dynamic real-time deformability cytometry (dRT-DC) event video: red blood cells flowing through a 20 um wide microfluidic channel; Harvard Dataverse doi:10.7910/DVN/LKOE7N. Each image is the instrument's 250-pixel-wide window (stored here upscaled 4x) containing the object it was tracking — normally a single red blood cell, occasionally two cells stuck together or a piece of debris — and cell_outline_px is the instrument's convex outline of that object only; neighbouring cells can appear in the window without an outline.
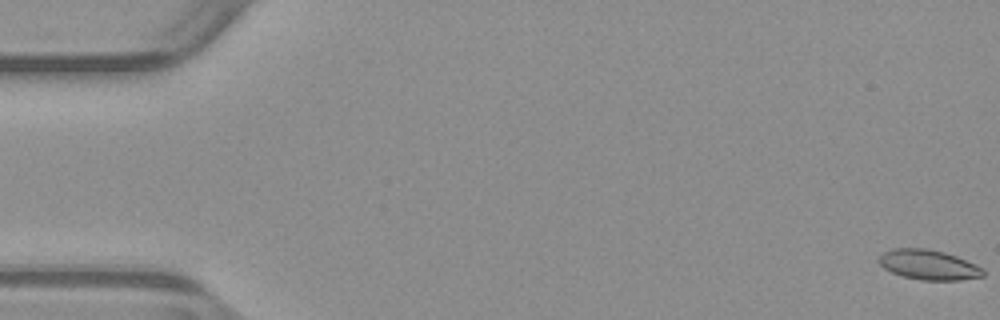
{"species": "common noctule bat (a hibernating species)", "species_latin": "Nyctalus noctula", "temperature_condition": "warm", "stored_images_in_passage": 54, "camera_frame_rate_fps": 3000, "um_per_image_px": 0.085, "animal": {"sex": "male", "body_mass_g": 23.1, "forearm_length_mm": 52.7}, "frame": {"image": 1, "passage_image": 1, "time_ms": 0.0, "image_size_px": [1000, 320], "cell_outline_px": [[984, 276], [960, 280], [920, 280], [904, 276], [892, 272], [884, 268], [876, 260], [884, 252], [892, 248], [928, 248], [944, 252], [956, 256], [976, 264], [984, 268]], "centroid_in_image_um": [78.94, 22.5], "position_along_channel_um": 6.1, "area_um2": 18.26}}
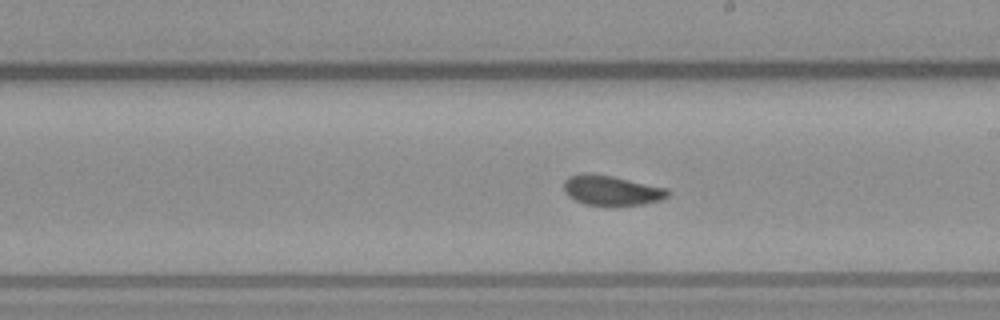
{"frame": {"image": 2, "passage_image": 31, "time_ms": 10.0, "image_size_px": [1000, 320], "cell_outline_px": [[668, 196], [660, 200], [644, 204], [608, 208], [604, 208], [584, 204], [568, 196], [564, 192], [564, 180], [568, 176], [580, 172], [592, 172], [612, 176], [668, 188]], "centroid_in_image_um": [51.93, 16.2], "position_along_channel_um": 237.1, "area_um2": 18.96}}
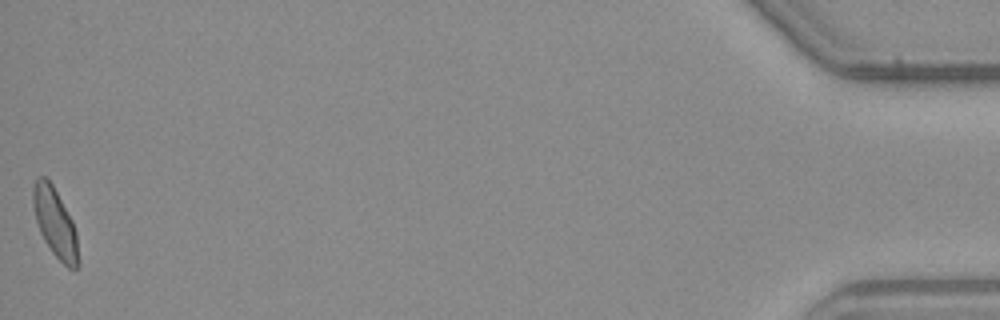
{"frame": {"image": 3, "passage_image": 54, "time_ms": 17.667, "image_size_px": [1000, 320], "cell_outline_px": [[80, 264], [76, 268], [68, 268], [52, 252], [44, 240], [40, 232], [36, 220], [32, 204], [32, 188], [36, 176], [44, 176], [52, 184], [72, 220], [76, 232]], "centroid_in_image_um": [4.67, 18.93], "position_along_channel_um": 430.5, "area_um2": 18.21}, "authors_computed_cell_mechanics": {"area_um2": 18.2648, "velocity_mm_per_s": 3.8941, "shape_relaxation_time_tau1_ms": 5.0628, "shape_relaxation_time_tau2_ms": 1.2221, "deformation_change_tau1": 0.1178, "deformation_change_tau2": 0.0486}}